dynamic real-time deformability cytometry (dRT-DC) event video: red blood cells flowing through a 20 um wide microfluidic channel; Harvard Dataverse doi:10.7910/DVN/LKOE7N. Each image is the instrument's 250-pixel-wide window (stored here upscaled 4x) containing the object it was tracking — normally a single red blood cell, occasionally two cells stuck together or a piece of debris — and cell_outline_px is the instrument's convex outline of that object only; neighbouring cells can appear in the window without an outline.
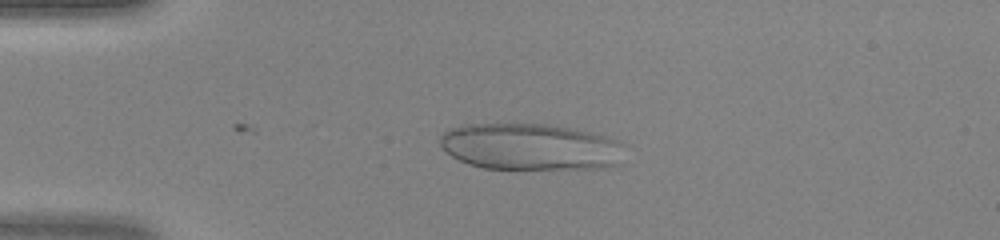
{"species": "human", "species_latin": "Homo sapiens", "temperature_condition": "warm", "stored_images_in_passage": 37, "camera_frame_rate_fps": 3000, "um_per_image_px": 0.085, "donor": {"sex": "female"}, "frame": {"image": 1, "passage_image": 11, "time_ms": 3.333, "image_size_px": [1000, 240], "cell_outline_px": [[624, 144], [620, 164], [608, 168], [484, 168], [468, 164], [452, 156], [440, 144], [440, 136], [448, 128], [464, 124], [548, 124], [588, 132], [620, 140]], "centroid_in_image_um": [45.09, 12.47], "position_along_channel_um": 39.9, "area_um2": 50.05}}